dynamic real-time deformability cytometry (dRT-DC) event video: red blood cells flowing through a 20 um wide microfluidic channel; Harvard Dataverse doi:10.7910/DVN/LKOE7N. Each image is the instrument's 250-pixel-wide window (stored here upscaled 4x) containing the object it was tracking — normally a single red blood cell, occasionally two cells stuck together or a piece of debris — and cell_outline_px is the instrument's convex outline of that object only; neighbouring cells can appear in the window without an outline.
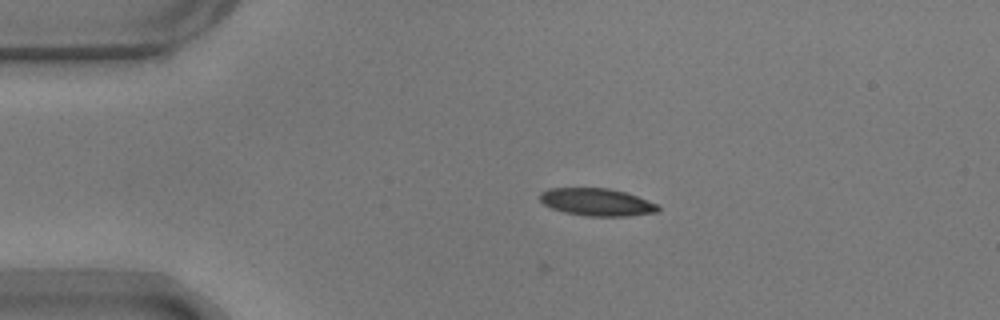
{"species": "common noctule bat (a hibernating species)", "species_latin": "Nyctalus noctula", "temperature_condition": "warm", "stored_images_in_passage": 2, "camera_frame_rate_fps": 3000, "um_per_image_px": 0.085, "animal": {"sex": "male", "body_mass_g": 17.9}, "frame": {"image": 1, "passage_image": 2, "time_ms": 0.333, "image_size_px": [1000, 320], "cell_outline_px": [[660, 212], [628, 216], [588, 216], [564, 212], [552, 208], [544, 204], [540, 200], [540, 192], [548, 188], [608, 188], [624, 192], [636, 196], [656, 204], [660, 208]], "centroid_in_image_um": [50.72, 17.18], "position_along_channel_um": 34.3, "area_um2": 18.84}}